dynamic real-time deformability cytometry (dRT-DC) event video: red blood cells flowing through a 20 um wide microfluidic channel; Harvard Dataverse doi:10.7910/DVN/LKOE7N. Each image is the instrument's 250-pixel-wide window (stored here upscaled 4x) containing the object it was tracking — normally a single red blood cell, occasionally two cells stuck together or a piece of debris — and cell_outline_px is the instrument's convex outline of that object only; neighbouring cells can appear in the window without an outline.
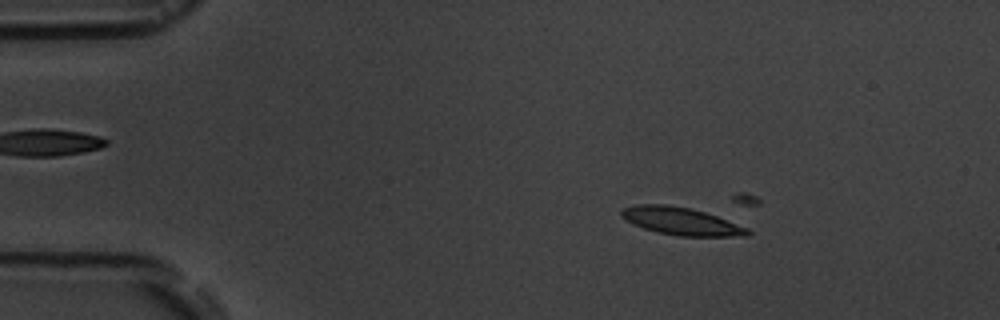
{"species": "common noctule bat (a hibernating species)", "species_latin": "Nyctalus noctula", "temperature_condition": "room temperature", "stored_images_in_passage": 4, "camera_frame_rate_fps": 3000, "um_per_image_px": 0.085, "animal": {"sex": "male", "body_mass_g": 19.5, "forearm_length_mm": 54.6}, "frame": {"image": 1, "passage_image": 2, "time_ms": 1.0, "image_size_px": [1000, 320], "cell_outline_px": [[752, 232], [748, 236], [680, 236], [656, 232], [632, 224], [624, 220], [620, 216], [620, 212], [624, 208], [636, 204], [668, 204], [688, 208], [704, 212], [716, 216], [748, 228]], "centroid_in_image_um": [57.86, 18.8], "position_along_channel_um": 27.1, "area_um2": 20.29}}